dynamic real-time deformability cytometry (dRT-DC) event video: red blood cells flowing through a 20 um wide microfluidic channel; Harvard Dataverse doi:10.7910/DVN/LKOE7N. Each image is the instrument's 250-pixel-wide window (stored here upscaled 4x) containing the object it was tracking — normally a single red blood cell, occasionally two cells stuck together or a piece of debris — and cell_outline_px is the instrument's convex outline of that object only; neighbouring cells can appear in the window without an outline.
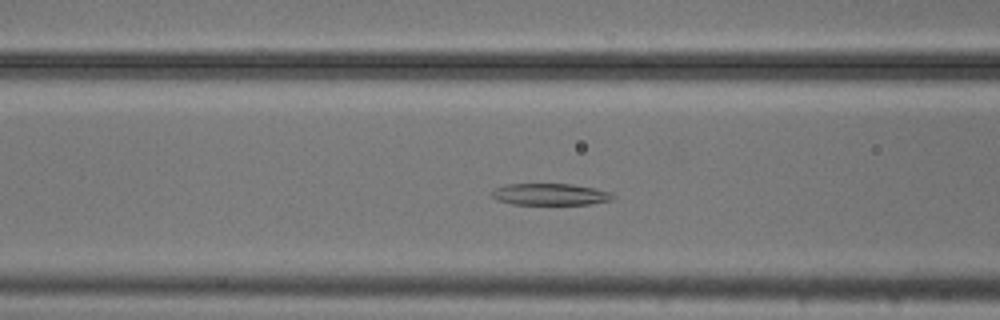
{"species": "common noctule bat (a hibernating species)", "species_latin": "Nyctalus noctula", "temperature_condition": "cold", "stored_images_in_passage": 53, "camera_frame_rate_fps": 3000, "um_per_image_px": 0.085, "animal": {"sex": "male", "body_mass_g": 20.5, "forearm_length_mm": 52.5}, "frame": {"image": 1, "passage_image": 20, "time_ms": 6.333, "image_size_px": [1000, 320], "cell_outline_px": [[616, 196], [612, 200], [588, 204], [512, 204], [496, 200], [492, 196], [492, 192], [496, 188], [508, 184], [572, 184], [592, 188], [608, 192]], "centroid_in_image_um": [46.75, 16.52], "position_along_channel_um": 119.9, "area_um2": 15.09}}
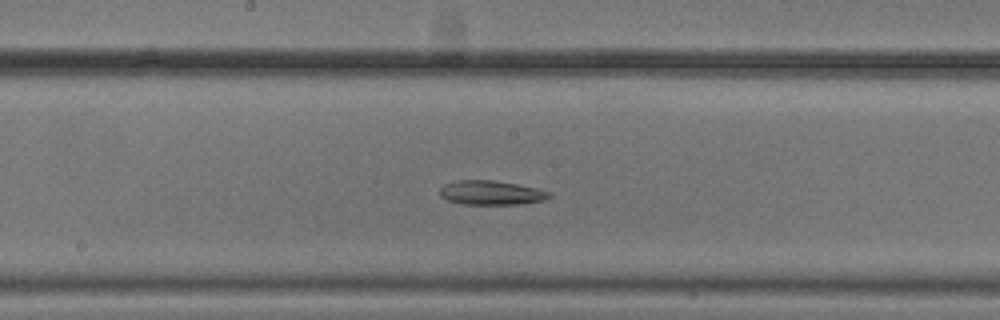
{"frame": {"image": 2, "passage_image": 27, "time_ms": 8.667, "image_size_px": [1000, 320], "cell_outline_px": [[552, 196], [544, 200], [524, 204], [464, 204], [448, 200], [440, 196], [440, 188], [444, 184], [456, 180], [492, 180], [516, 184], [536, 188], [552, 192]], "centroid_in_image_um": [41.77, 16.38], "position_along_channel_um": 206.4, "area_um2": 15.49}}
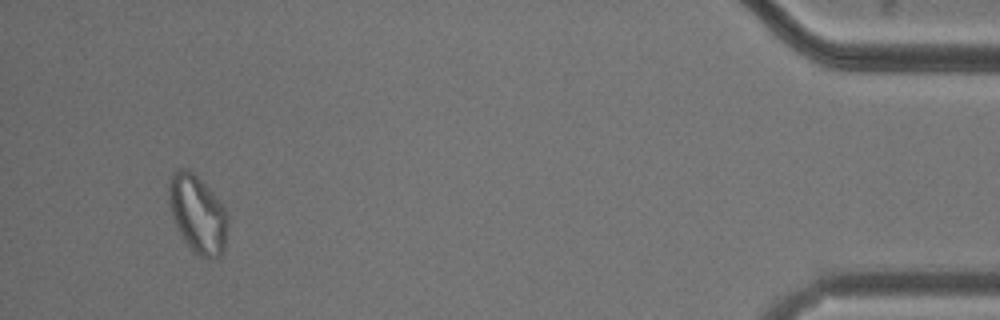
{"frame": {"image": 3, "passage_image": 50, "time_ms": 16.333, "image_size_px": [1000, 320], "cell_outline_px": [[228, 224], [224, 248], [220, 256], [200, 256], [184, 240], [172, 216], [168, 204], [168, 184], [172, 172], [180, 168], [184, 168], [192, 172], [204, 184], [224, 208], [228, 220]], "centroid_in_image_um": [16.76, 18.16], "position_along_channel_um": 418.4, "area_um2": 26.01}, "authors_computed_cell_mechanics": {"area_um2": 21.4438, "velocity_mm_per_s": 3.7011, "shape_relaxation_time_tau1_ms": null, "shape_relaxation_time_tau2_ms": 5.017, "deformation_change_tau1": null, "deformation_change_tau2": 0.1154}}